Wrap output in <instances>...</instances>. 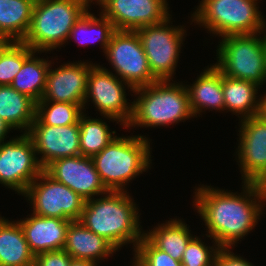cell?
<instances>
[{"instance_id": "30", "label": "cell", "mask_w": 266, "mask_h": 266, "mask_svg": "<svg viewBox=\"0 0 266 266\" xmlns=\"http://www.w3.org/2000/svg\"><path fill=\"white\" fill-rule=\"evenodd\" d=\"M34 52L23 42H12L0 55V86L11 85L23 63Z\"/></svg>"}, {"instance_id": "34", "label": "cell", "mask_w": 266, "mask_h": 266, "mask_svg": "<svg viewBox=\"0 0 266 266\" xmlns=\"http://www.w3.org/2000/svg\"><path fill=\"white\" fill-rule=\"evenodd\" d=\"M231 250V247H221L216 255L215 266H254Z\"/></svg>"}, {"instance_id": "11", "label": "cell", "mask_w": 266, "mask_h": 266, "mask_svg": "<svg viewBox=\"0 0 266 266\" xmlns=\"http://www.w3.org/2000/svg\"><path fill=\"white\" fill-rule=\"evenodd\" d=\"M28 198L33 214L79 221L85 200L66 185L54 180L44 170L29 185Z\"/></svg>"}, {"instance_id": "36", "label": "cell", "mask_w": 266, "mask_h": 266, "mask_svg": "<svg viewBox=\"0 0 266 266\" xmlns=\"http://www.w3.org/2000/svg\"><path fill=\"white\" fill-rule=\"evenodd\" d=\"M260 103H259V112L258 116H260L263 120L266 121V93L262 95H259Z\"/></svg>"}, {"instance_id": "1", "label": "cell", "mask_w": 266, "mask_h": 266, "mask_svg": "<svg viewBox=\"0 0 266 266\" xmlns=\"http://www.w3.org/2000/svg\"><path fill=\"white\" fill-rule=\"evenodd\" d=\"M242 188L239 194L211 185L195 189L192 203L208 230L205 235L220 247L236 246L257 225L264 210L266 195L257 184L244 182Z\"/></svg>"}, {"instance_id": "28", "label": "cell", "mask_w": 266, "mask_h": 266, "mask_svg": "<svg viewBox=\"0 0 266 266\" xmlns=\"http://www.w3.org/2000/svg\"><path fill=\"white\" fill-rule=\"evenodd\" d=\"M115 134L116 131H112L102 119L90 118L83 113L79 119L81 155L92 158L116 137Z\"/></svg>"}, {"instance_id": "40", "label": "cell", "mask_w": 266, "mask_h": 266, "mask_svg": "<svg viewBox=\"0 0 266 266\" xmlns=\"http://www.w3.org/2000/svg\"><path fill=\"white\" fill-rule=\"evenodd\" d=\"M265 31L266 29L262 31V34H264V36H262V39H263V47H264V55H265V63H266V32Z\"/></svg>"}, {"instance_id": "15", "label": "cell", "mask_w": 266, "mask_h": 266, "mask_svg": "<svg viewBox=\"0 0 266 266\" xmlns=\"http://www.w3.org/2000/svg\"><path fill=\"white\" fill-rule=\"evenodd\" d=\"M28 136L34 144L36 156L43 170L53 161L81 155L79 143V122L66 126H48L36 117Z\"/></svg>"}, {"instance_id": "7", "label": "cell", "mask_w": 266, "mask_h": 266, "mask_svg": "<svg viewBox=\"0 0 266 266\" xmlns=\"http://www.w3.org/2000/svg\"><path fill=\"white\" fill-rule=\"evenodd\" d=\"M261 32L255 34L228 35L220 40L217 62L222 74L256 83L266 84V63Z\"/></svg>"}, {"instance_id": "41", "label": "cell", "mask_w": 266, "mask_h": 266, "mask_svg": "<svg viewBox=\"0 0 266 266\" xmlns=\"http://www.w3.org/2000/svg\"><path fill=\"white\" fill-rule=\"evenodd\" d=\"M89 6L91 5V3H93V1H95V3L97 2V5H99L103 0H87Z\"/></svg>"}, {"instance_id": "3", "label": "cell", "mask_w": 266, "mask_h": 266, "mask_svg": "<svg viewBox=\"0 0 266 266\" xmlns=\"http://www.w3.org/2000/svg\"><path fill=\"white\" fill-rule=\"evenodd\" d=\"M133 93L138 96L133 101L132 119L126 128L169 126L195 117L183 83L157 81L138 87Z\"/></svg>"}, {"instance_id": "16", "label": "cell", "mask_w": 266, "mask_h": 266, "mask_svg": "<svg viewBox=\"0 0 266 266\" xmlns=\"http://www.w3.org/2000/svg\"><path fill=\"white\" fill-rule=\"evenodd\" d=\"M44 171L54 180L69 187L85 201L108 192L91 157L77 155L57 159L51 162Z\"/></svg>"}, {"instance_id": "22", "label": "cell", "mask_w": 266, "mask_h": 266, "mask_svg": "<svg viewBox=\"0 0 266 266\" xmlns=\"http://www.w3.org/2000/svg\"><path fill=\"white\" fill-rule=\"evenodd\" d=\"M222 88L225 110L238 115L240 119L258 115L260 99L257 94L260 86L222 74Z\"/></svg>"}, {"instance_id": "17", "label": "cell", "mask_w": 266, "mask_h": 266, "mask_svg": "<svg viewBox=\"0 0 266 266\" xmlns=\"http://www.w3.org/2000/svg\"><path fill=\"white\" fill-rule=\"evenodd\" d=\"M94 65L80 60L60 65L53 70L49 68L40 101L73 103L84 108L88 75Z\"/></svg>"}, {"instance_id": "6", "label": "cell", "mask_w": 266, "mask_h": 266, "mask_svg": "<svg viewBox=\"0 0 266 266\" xmlns=\"http://www.w3.org/2000/svg\"><path fill=\"white\" fill-rule=\"evenodd\" d=\"M258 0H201L191 14L192 22L221 38L228 35L255 34L266 29V19Z\"/></svg>"}, {"instance_id": "29", "label": "cell", "mask_w": 266, "mask_h": 266, "mask_svg": "<svg viewBox=\"0 0 266 266\" xmlns=\"http://www.w3.org/2000/svg\"><path fill=\"white\" fill-rule=\"evenodd\" d=\"M83 111L79 104L39 101L36 103L35 117L44 125L66 126L78 123Z\"/></svg>"}, {"instance_id": "20", "label": "cell", "mask_w": 266, "mask_h": 266, "mask_svg": "<svg viewBox=\"0 0 266 266\" xmlns=\"http://www.w3.org/2000/svg\"><path fill=\"white\" fill-rule=\"evenodd\" d=\"M195 80L192 85L185 84L194 116L198 114L200 117L204 109L224 111L221 71L215 65H210Z\"/></svg>"}, {"instance_id": "35", "label": "cell", "mask_w": 266, "mask_h": 266, "mask_svg": "<svg viewBox=\"0 0 266 266\" xmlns=\"http://www.w3.org/2000/svg\"><path fill=\"white\" fill-rule=\"evenodd\" d=\"M13 128L3 119L0 118V143L4 142L5 136L8 135V133L12 130Z\"/></svg>"}, {"instance_id": "12", "label": "cell", "mask_w": 266, "mask_h": 266, "mask_svg": "<svg viewBox=\"0 0 266 266\" xmlns=\"http://www.w3.org/2000/svg\"><path fill=\"white\" fill-rule=\"evenodd\" d=\"M27 133L0 143V184L22 196L43 171Z\"/></svg>"}, {"instance_id": "24", "label": "cell", "mask_w": 266, "mask_h": 266, "mask_svg": "<svg viewBox=\"0 0 266 266\" xmlns=\"http://www.w3.org/2000/svg\"><path fill=\"white\" fill-rule=\"evenodd\" d=\"M36 0H0V34L12 42L26 37Z\"/></svg>"}, {"instance_id": "32", "label": "cell", "mask_w": 266, "mask_h": 266, "mask_svg": "<svg viewBox=\"0 0 266 266\" xmlns=\"http://www.w3.org/2000/svg\"><path fill=\"white\" fill-rule=\"evenodd\" d=\"M213 245L206 246L201 238L194 236L183 253L181 264L183 266H215L216 255L221 247L215 242Z\"/></svg>"}, {"instance_id": "21", "label": "cell", "mask_w": 266, "mask_h": 266, "mask_svg": "<svg viewBox=\"0 0 266 266\" xmlns=\"http://www.w3.org/2000/svg\"><path fill=\"white\" fill-rule=\"evenodd\" d=\"M34 259L20 223L0 216V266H34Z\"/></svg>"}, {"instance_id": "31", "label": "cell", "mask_w": 266, "mask_h": 266, "mask_svg": "<svg viewBox=\"0 0 266 266\" xmlns=\"http://www.w3.org/2000/svg\"><path fill=\"white\" fill-rule=\"evenodd\" d=\"M133 254V266H182L180 261L158 249L145 235L137 244Z\"/></svg>"}, {"instance_id": "27", "label": "cell", "mask_w": 266, "mask_h": 266, "mask_svg": "<svg viewBox=\"0 0 266 266\" xmlns=\"http://www.w3.org/2000/svg\"><path fill=\"white\" fill-rule=\"evenodd\" d=\"M115 31L116 29L110 19L106 18L102 13L98 18L87 10L71 29L68 40L74 39L75 42L78 41V45L82 46H87L97 41L103 48V52H105Z\"/></svg>"}, {"instance_id": "10", "label": "cell", "mask_w": 266, "mask_h": 266, "mask_svg": "<svg viewBox=\"0 0 266 266\" xmlns=\"http://www.w3.org/2000/svg\"><path fill=\"white\" fill-rule=\"evenodd\" d=\"M104 54L116 72L115 75L134 89L158 81L151 72L136 31L116 30Z\"/></svg>"}, {"instance_id": "9", "label": "cell", "mask_w": 266, "mask_h": 266, "mask_svg": "<svg viewBox=\"0 0 266 266\" xmlns=\"http://www.w3.org/2000/svg\"><path fill=\"white\" fill-rule=\"evenodd\" d=\"M125 87L130 89L129 91H135L131 85L120 80L107 68L95 64L88 75L83 109L91 98L101 116L110 121L114 120L117 124L120 122V125L126 128L132 119L133 102H127Z\"/></svg>"}, {"instance_id": "14", "label": "cell", "mask_w": 266, "mask_h": 266, "mask_svg": "<svg viewBox=\"0 0 266 266\" xmlns=\"http://www.w3.org/2000/svg\"><path fill=\"white\" fill-rule=\"evenodd\" d=\"M239 120L236 153L242 183H257L266 174V121L258 115Z\"/></svg>"}, {"instance_id": "8", "label": "cell", "mask_w": 266, "mask_h": 266, "mask_svg": "<svg viewBox=\"0 0 266 266\" xmlns=\"http://www.w3.org/2000/svg\"><path fill=\"white\" fill-rule=\"evenodd\" d=\"M169 16L161 23L137 29L149 67L158 81L172 80L185 38V26L169 25Z\"/></svg>"}, {"instance_id": "33", "label": "cell", "mask_w": 266, "mask_h": 266, "mask_svg": "<svg viewBox=\"0 0 266 266\" xmlns=\"http://www.w3.org/2000/svg\"><path fill=\"white\" fill-rule=\"evenodd\" d=\"M72 257L63 249L43 252L35 256L34 266H70Z\"/></svg>"}, {"instance_id": "4", "label": "cell", "mask_w": 266, "mask_h": 266, "mask_svg": "<svg viewBox=\"0 0 266 266\" xmlns=\"http://www.w3.org/2000/svg\"><path fill=\"white\" fill-rule=\"evenodd\" d=\"M150 139L140 136H116L92 157L96 171L108 191H124L126 185L150 167Z\"/></svg>"}, {"instance_id": "23", "label": "cell", "mask_w": 266, "mask_h": 266, "mask_svg": "<svg viewBox=\"0 0 266 266\" xmlns=\"http://www.w3.org/2000/svg\"><path fill=\"white\" fill-rule=\"evenodd\" d=\"M36 102L10 85L0 86V118L27 133L35 120ZM23 130V131H22Z\"/></svg>"}, {"instance_id": "25", "label": "cell", "mask_w": 266, "mask_h": 266, "mask_svg": "<svg viewBox=\"0 0 266 266\" xmlns=\"http://www.w3.org/2000/svg\"><path fill=\"white\" fill-rule=\"evenodd\" d=\"M158 225V226H157ZM149 229L144 235L160 250L181 262L189 241L194 237L182 219L174 218Z\"/></svg>"}, {"instance_id": "37", "label": "cell", "mask_w": 266, "mask_h": 266, "mask_svg": "<svg viewBox=\"0 0 266 266\" xmlns=\"http://www.w3.org/2000/svg\"><path fill=\"white\" fill-rule=\"evenodd\" d=\"M97 263L89 260L73 259L70 262V266H96Z\"/></svg>"}, {"instance_id": "18", "label": "cell", "mask_w": 266, "mask_h": 266, "mask_svg": "<svg viewBox=\"0 0 266 266\" xmlns=\"http://www.w3.org/2000/svg\"><path fill=\"white\" fill-rule=\"evenodd\" d=\"M18 222L31 252L36 256L43 252L62 250L72 221L32 213Z\"/></svg>"}, {"instance_id": "19", "label": "cell", "mask_w": 266, "mask_h": 266, "mask_svg": "<svg viewBox=\"0 0 266 266\" xmlns=\"http://www.w3.org/2000/svg\"><path fill=\"white\" fill-rule=\"evenodd\" d=\"M63 250L73 259L89 260L95 263L108 259L117 251L104 237L92 232L80 221L70 223Z\"/></svg>"}, {"instance_id": "26", "label": "cell", "mask_w": 266, "mask_h": 266, "mask_svg": "<svg viewBox=\"0 0 266 266\" xmlns=\"http://www.w3.org/2000/svg\"><path fill=\"white\" fill-rule=\"evenodd\" d=\"M34 52L24 63L20 71L15 75L11 87L33 99L36 103L42 99L45 90L47 74L52 67L44 58L35 57Z\"/></svg>"}, {"instance_id": "2", "label": "cell", "mask_w": 266, "mask_h": 266, "mask_svg": "<svg viewBox=\"0 0 266 266\" xmlns=\"http://www.w3.org/2000/svg\"><path fill=\"white\" fill-rule=\"evenodd\" d=\"M128 193L108 191L102 197L85 201L79 219L86 228L104 237L118 251L123 245L132 243L134 251L144 235L139 209Z\"/></svg>"}, {"instance_id": "38", "label": "cell", "mask_w": 266, "mask_h": 266, "mask_svg": "<svg viewBox=\"0 0 266 266\" xmlns=\"http://www.w3.org/2000/svg\"><path fill=\"white\" fill-rule=\"evenodd\" d=\"M11 43L12 41L9 38L0 34V55Z\"/></svg>"}, {"instance_id": "13", "label": "cell", "mask_w": 266, "mask_h": 266, "mask_svg": "<svg viewBox=\"0 0 266 266\" xmlns=\"http://www.w3.org/2000/svg\"><path fill=\"white\" fill-rule=\"evenodd\" d=\"M166 0H103L99 6L116 30L136 31L161 23L169 16Z\"/></svg>"}, {"instance_id": "5", "label": "cell", "mask_w": 266, "mask_h": 266, "mask_svg": "<svg viewBox=\"0 0 266 266\" xmlns=\"http://www.w3.org/2000/svg\"><path fill=\"white\" fill-rule=\"evenodd\" d=\"M88 8L87 0H36L30 29L22 42L43 53L68 44L71 29Z\"/></svg>"}, {"instance_id": "39", "label": "cell", "mask_w": 266, "mask_h": 266, "mask_svg": "<svg viewBox=\"0 0 266 266\" xmlns=\"http://www.w3.org/2000/svg\"><path fill=\"white\" fill-rule=\"evenodd\" d=\"M256 184L258 188L266 195V174Z\"/></svg>"}]
</instances>
